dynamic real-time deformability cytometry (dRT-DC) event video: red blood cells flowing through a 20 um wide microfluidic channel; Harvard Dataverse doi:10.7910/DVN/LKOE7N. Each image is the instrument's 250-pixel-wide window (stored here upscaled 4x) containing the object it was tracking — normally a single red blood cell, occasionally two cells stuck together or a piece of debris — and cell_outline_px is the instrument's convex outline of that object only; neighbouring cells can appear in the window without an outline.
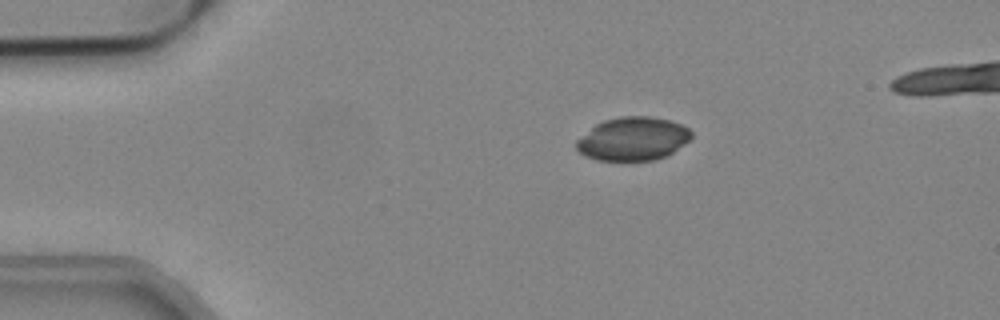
{"species": "common noctule bat (a hibernating species)", "species_latin": "Nyctalus noctula", "temperature_condition": "cold", "stored_images_in_passage": 52, "camera_frame_rate_fps": 3000, "um_per_image_px": 0.085, "animal": {"sex": "male", "body_mass_g": 19.2, "forearm_length_mm": 51.8}, "frame": {"image": 1, "passage_image": 11, "time_ms": 3.333, "image_size_px": [1000, 320], "cell_outline_px": [[692, 136], [684, 144], [672, 152], [656, 160], [596, 160], [584, 156], [576, 148], [576, 140], [596, 124], [604, 120], [620, 116], [648, 116], [668, 120], [680, 124], [688, 128], [692, 132]], "centroid_in_image_um": [53.77, 11.8], "position_along_channel_um": 31.2, "area_um2": 28.9}}
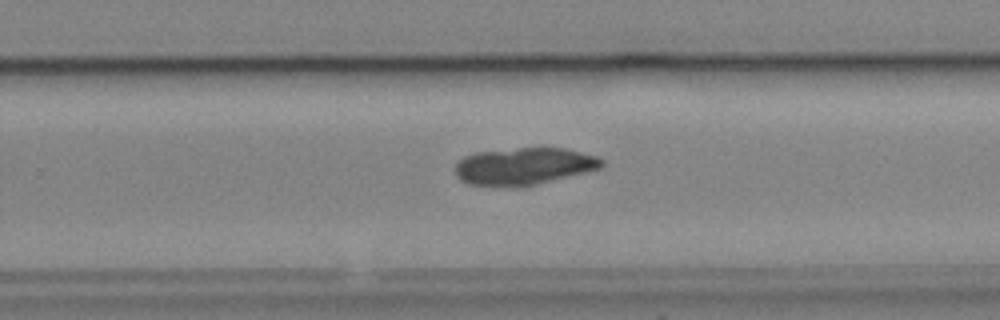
{"frame": {"image": 2, "passage_image": 35, "time_ms": 11.333, "image_size_px": [1000, 320], "cell_outline_px": [[604, 164], [600, 168], [536, 184], [468, 184], [460, 180], [456, 176], [456, 164], [464, 156], [476, 152], [540, 144], [544, 144], [564, 148], [596, 156], [604, 160]], "centroid_in_image_um": [44.56, 14.04], "position_along_channel_um": 285.2, "area_um2": 31.67}}
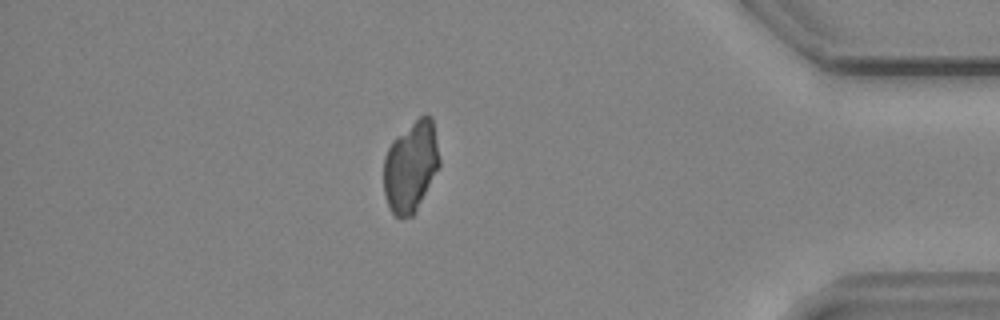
{"frame": {"image": 3, "passage_image": 47, "time_ms": 15.333, "image_size_px": [1000, 320], "cell_outline_px": [[440, 164], [412, 216], [400, 220], [392, 212], [388, 204], [384, 192], [384, 156], [392, 140], [424, 112], [428, 112], [432, 116], [440, 160]], "centroid_in_image_um": [34.91, 14.11], "position_along_channel_um": 400.3, "area_um2": 29.36}}